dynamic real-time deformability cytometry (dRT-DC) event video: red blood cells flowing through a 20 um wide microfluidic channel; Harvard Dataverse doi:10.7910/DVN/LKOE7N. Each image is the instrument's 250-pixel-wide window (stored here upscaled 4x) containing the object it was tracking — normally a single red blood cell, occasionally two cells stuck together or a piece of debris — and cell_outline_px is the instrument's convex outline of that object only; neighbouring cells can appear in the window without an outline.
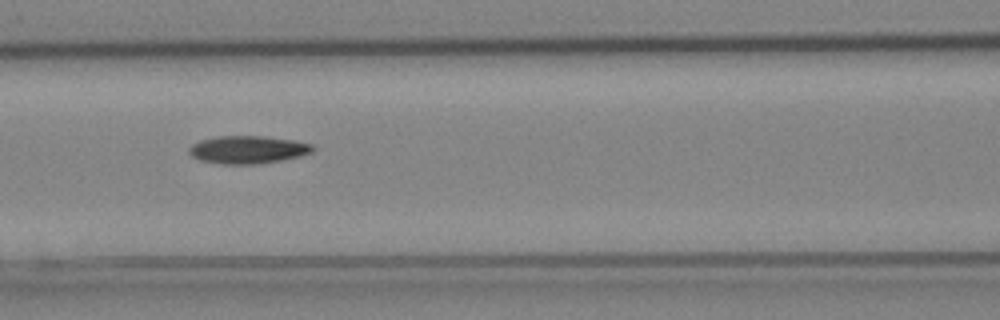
{"species": "Egyptian fruit bat (a non-hibernating species)", "species_latin": "Rousettus aegyptiacus", "temperature_condition": "cold", "stored_images_in_passage": 8, "camera_frame_rate_fps": 3000, "um_per_image_px": 0.085, "animal": {"sex": "female"}, "frame": {"image": 1, "passage_image": 6, "time_ms": 1.667, "image_size_px": [1000, 320], "cell_outline_px": [[316, 148], [312, 152], [300, 156], [280, 160], [256, 164], [224, 164], [200, 160], [192, 156], [188, 152], [188, 148], [192, 144], [200, 140], [216, 136], [264, 136], [296, 140], [312, 144]], "centroid_in_image_um": [21.07, 12.71], "position_along_channel_um": 145.5, "area_um2": 20.11}}